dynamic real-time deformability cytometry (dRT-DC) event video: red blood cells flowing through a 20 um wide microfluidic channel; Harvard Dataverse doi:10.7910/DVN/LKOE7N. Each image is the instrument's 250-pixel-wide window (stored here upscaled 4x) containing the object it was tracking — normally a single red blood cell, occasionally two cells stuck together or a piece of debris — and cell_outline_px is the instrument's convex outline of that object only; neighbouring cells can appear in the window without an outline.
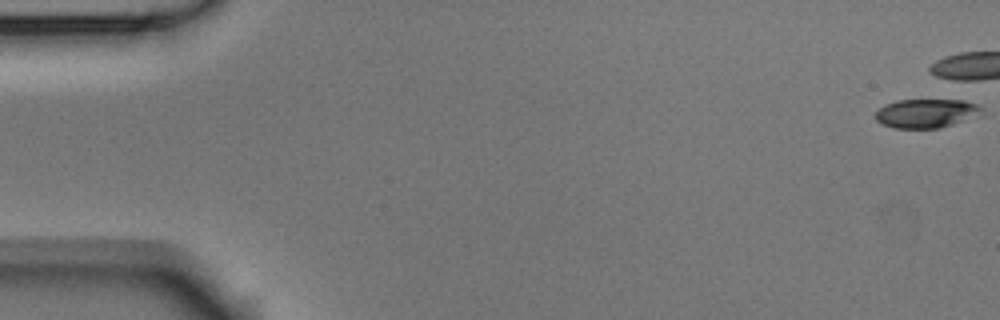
{"species": "Egyptian fruit bat (a non-hibernating species)", "species_latin": "Rousettus aegyptiacus", "temperature_condition": "room temperature", "stored_images_in_passage": 1, "camera_frame_rate_fps": 3000, "um_per_image_px": 0.085, "animal": {"sex": "male"}, "frame": {"image": 1, "passage_image": 1, "time_ms": 0.0, "image_size_px": [1000, 320], "cell_outline_px": [[984, 116], [940, 128], [892, 128], [876, 120], [876, 112], [884, 104], [896, 100], [952, 96], [956, 96], [976, 104], [984, 108]], "centroid_in_image_um": [78.89, 9.57], "position_along_channel_um": 6.1, "area_um2": 19.42}}